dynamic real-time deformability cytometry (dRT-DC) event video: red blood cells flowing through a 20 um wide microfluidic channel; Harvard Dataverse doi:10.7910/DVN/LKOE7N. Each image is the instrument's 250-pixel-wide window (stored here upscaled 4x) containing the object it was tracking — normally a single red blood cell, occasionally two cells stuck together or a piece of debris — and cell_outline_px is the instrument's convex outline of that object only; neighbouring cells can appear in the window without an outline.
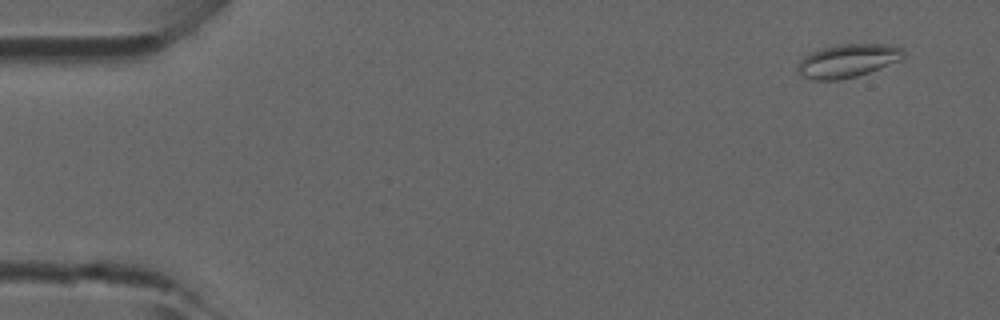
{"species": "common noctule bat (a hibernating species)", "species_latin": "Nyctalus noctula", "temperature_condition": "room temperature", "stored_images_in_passage": 3, "camera_frame_rate_fps": 3000, "um_per_image_px": 0.085, "animal": {"sex": "male", "forearm_length_mm": 52.5}, "frame": {"image": 1, "passage_image": 1, "time_ms": 0.0, "image_size_px": [1000, 320], "cell_outline_px": [[904, 56], [900, 60], [868, 72], [856, 76], [840, 80], [812, 80], [800, 76], [796, 68], [800, 60], [804, 56], [812, 52], [824, 48], [840, 44], [888, 44], [900, 48], [904, 52]], "centroid_in_image_um": [72.01, 5.18], "position_along_channel_um": 13.0, "area_um2": 20.4}}